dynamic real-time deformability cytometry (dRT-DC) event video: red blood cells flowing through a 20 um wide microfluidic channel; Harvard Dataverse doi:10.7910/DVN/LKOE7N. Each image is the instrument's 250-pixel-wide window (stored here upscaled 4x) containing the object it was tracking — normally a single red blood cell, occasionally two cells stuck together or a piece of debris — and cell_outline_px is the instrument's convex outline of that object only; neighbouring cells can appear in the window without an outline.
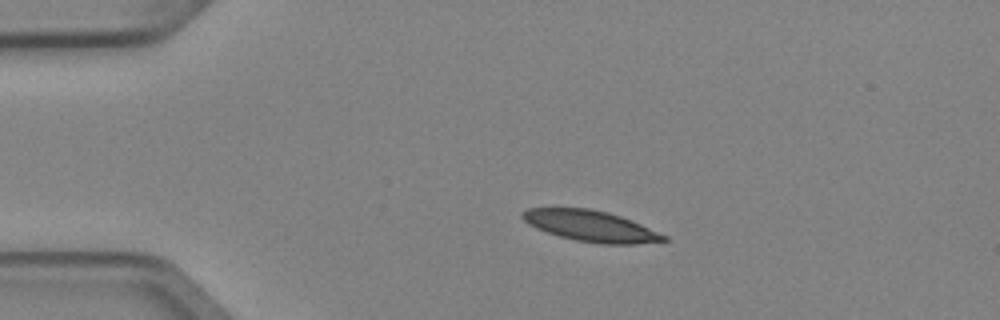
{"species": "Egyptian fruit bat (a non-hibernating species)", "species_latin": "Rousettus aegyptiacus", "temperature_condition": "cold", "stored_images_in_passage": 3, "camera_frame_rate_fps": 3000, "um_per_image_px": 0.085, "animal": {"sex": "female"}, "frame": {"image": 1, "passage_image": 2, "time_ms": 0.333, "image_size_px": [1000, 320], "cell_outline_px": [[668, 240], [636, 244], [600, 244], [576, 240], [560, 236], [536, 228], [528, 224], [520, 216], [520, 212], [528, 208], [588, 208], [608, 212], [632, 220], [668, 236]], "centroid_in_image_um": [50.21, 19.21], "position_along_channel_um": 34.8, "area_um2": 25.49}}